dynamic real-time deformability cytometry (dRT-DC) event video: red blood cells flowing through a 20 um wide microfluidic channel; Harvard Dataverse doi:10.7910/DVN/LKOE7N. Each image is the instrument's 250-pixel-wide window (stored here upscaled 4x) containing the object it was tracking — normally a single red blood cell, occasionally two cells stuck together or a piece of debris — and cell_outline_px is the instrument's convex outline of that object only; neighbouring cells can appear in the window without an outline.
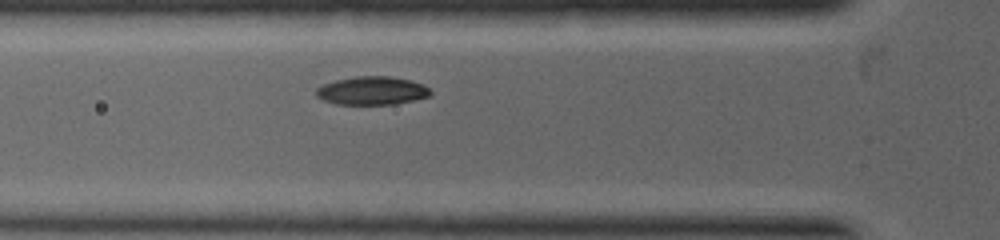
{"species": "common noctule bat (a hibernating species)", "species_latin": "Nyctalus noctula", "temperature_condition": "warm", "stored_images_in_passage": 2, "camera_frame_rate_fps": 5000, "um_per_image_px": 0.085, "animal": {"sex": "female", "body_mass_g": 19.0, "forearm_length_mm": 53.3}, "frame": {"image": 1, "passage_image": 2, "time_ms": 1.0, "image_size_px": [1000, 240], "cell_outline_px": [[432, 92], [428, 96], [412, 100], [392, 104], [336, 104], [324, 100], [316, 96], [316, 88], [324, 84], [336, 80], [356, 76], [388, 76], [408, 80], [424, 84]], "centroid_in_image_um": [31.6, 7.7], "position_along_channel_um": 94.2, "area_um2": 18.61}}